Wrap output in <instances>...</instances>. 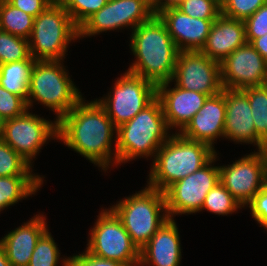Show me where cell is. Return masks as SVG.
Segmentation results:
<instances>
[{"mask_svg": "<svg viewBox=\"0 0 267 266\" xmlns=\"http://www.w3.org/2000/svg\"><path fill=\"white\" fill-rule=\"evenodd\" d=\"M260 151L264 154V156L266 157V161H267V136L262 141V145L260 147Z\"/></svg>", "mask_w": 267, "mask_h": 266, "instance_id": "7bdbcfd3", "label": "cell"}, {"mask_svg": "<svg viewBox=\"0 0 267 266\" xmlns=\"http://www.w3.org/2000/svg\"><path fill=\"white\" fill-rule=\"evenodd\" d=\"M117 13L119 29L134 30L155 15L153 0H117Z\"/></svg>", "mask_w": 267, "mask_h": 266, "instance_id": "d4e9b609", "label": "cell"}, {"mask_svg": "<svg viewBox=\"0 0 267 266\" xmlns=\"http://www.w3.org/2000/svg\"><path fill=\"white\" fill-rule=\"evenodd\" d=\"M246 40L251 43L267 33V3L262 5L254 14L244 20Z\"/></svg>", "mask_w": 267, "mask_h": 266, "instance_id": "d590c367", "label": "cell"}, {"mask_svg": "<svg viewBox=\"0 0 267 266\" xmlns=\"http://www.w3.org/2000/svg\"><path fill=\"white\" fill-rule=\"evenodd\" d=\"M176 221L169 218L140 249L138 266H180L182 252Z\"/></svg>", "mask_w": 267, "mask_h": 266, "instance_id": "d6986e66", "label": "cell"}, {"mask_svg": "<svg viewBox=\"0 0 267 266\" xmlns=\"http://www.w3.org/2000/svg\"><path fill=\"white\" fill-rule=\"evenodd\" d=\"M34 17L14 7L7 0H0V30L29 39Z\"/></svg>", "mask_w": 267, "mask_h": 266, "instance_id": "cb8c5ba5", "label": "cell"}, {"mask_svg": "<svg viewBox=\"0 0 267 266\" xmlns=\"http://www.w3.org/2000/svg\"><path fill=\"white\" fill-rule=\"evenodd\" d=\"M51 233L47 230L38 240L28 266H57L60 259V250Z\"/></svg>", "mask_w": 267, "mask_h": 266, "instance_id": "4dcf8cb0", "label": "cell"}, {"mask_svg": "<svg viewBox=\"0 0 267 266\" xmlns=\"http://www.w3.org/2000/svg\"><path fill=\"white\" fill-rule=\"evenodd\" d=\"M14 7L33 16H38L54 0H7Z\"/></svg>", "mask_w": 267, "mask_h": 266, "instance_id": "f35d334b", "label": "cell"}, {"mask_svg": "<svg viewBox=\"0 0 267 266\" xmlns=\"http://www.w3.org/2000/svg\"><path fill=\"white\" fill-rule=\"evenodd\" d=\"M224 89L243 90L267 84V61L250 44L237 48L220 63Z\"/></svg>", "mask_w": 267, "mask_h": 266, "instance_id": "5bb4252c", "label": "cell"}, {"mask_svg": "<svg viewBox=\"0 0 267 266\" xmlns=\"http://www.w3.org/2000/svg\"><path fill=\"white\" fill-rule=\"evenodd\" d=\"M242 205L230 194L221 182H218L206 195L202 210H207L216 215L232 214Z\"/></svg>", "mask_w": 267, "mask_h": 266, "instance_id": "83f0119b", "label": "cell"}, {"mask_svg": "<svg viewBox=\"0 0 267 266\" xmlns=\"http://www.w3.org/2000/svg\"><path fill=\"white\" fill-rule=\"evenodd\" d=\"M0 266H11L7 256L5 254L4 248L0 242Z\"/></svg>", "mask_w": 267, "mask_h": 266, "instance_id": "b9f144b4", "label": "cell"}, {"mask_svg": "<svg viewBox=\"0 0 267 266\" xmlns=\"http://www.w3.org/2000/svg\"><path fill=\"white\" fill-rule=\"evenodd\" d=\"M215 154L216 151L205 143L172 133L152 158L147 186L164 192L170 185L202 168Z\"/></svg>", "mask_w": 267, "mask_h": 266, "instance_id": "3957f363", "label": "cell"}, {"mask_svg": "<svg viewBox=\"0 0 267 266\" xmlns=\"http://www.w3.org/2000/svg\"><path fill=\"white\" fill-rule=\"evenodd\" d=\"M225 103L224 138L240 144H253L260 150L263 140L256 133L247 95L242 90L225 89Z\"/></svg>", "mask_w": 267, "mask_h": 266, "instance_id": "e0dca14e", "label": "cell"}, {"mask_svg": "<svg viewBox=\"0 0 267 266\" xmlns=\"http://www.w3.org/2000/svg\"><path fill=\"white\" fill-rule=\"evenodd\" d=\"M246 43L244 21L220 14L211 26L201 52L211 60L221 63L237 48Z\"/></svg>", "mask_w": 267, "mask_h": 266, "instance_id": "44dd1931", "label": "cell"}, {"mask_svg": "<svg viewBox=\"0 0 267 266\" xmlns=\"http://www.w3.org/2000/svg\"><path fill=\"white\" fill-rule=\"evenodd\" d=\"M32 165L0 139V177L40 176L33 174Z\"/></svg>", "mask_w": 267, "mask_h": 266, "instance_id": "f1b7e54d", "label": "cell"}, {"mask_svg": "<svg viewBox=\"0 0 267 266\" xmlns=\"http://www.w3.org/2000/svg\"><path fill=\"white\" fill-rule=\"evenodd\" d=\"M266 3L267 0H221V14L244 21Z\"/></svg>", "mask_w": 267, "mask_h": 266, "instance_id": "836d02e7", "label": "cell"}, {"mask_svg": "<svg viewBox=\"0 0 267 266\" xmlns=\"http://www.w3.org/2000/svg\"><path fill=\"white\" fill-rule=\"evenodd\" d=\"M35 62L30 56L25 60L0 64V85L27 102L29 81Z\"/></svg>", "mask_w": 267, "mask_h": 266, "instance_id": "603a6c76", "label": "cell"}, {"mask_svg": "<svg viewBox=\"0 0 267 266\" xmlns=\"http://www.w3.org/2000/svg\"><path fill=\"white\" fill-rule=\"evenodd\" d=\"M119 29L117 0L108 2L79 27V39Z\"/></svg>", "mask_w": 267, "mask_h": 266, "instance_id": "484cf974", "label": "cell"}, {"mask_svg": "<svg viewBox=\"0 0 267 266\" xmlns=\"http://www.w3.org/2000/svg\"><path fill=\"white\" fill-rule=\"evenodd\" d=\"M165 24L179 51H201L215 20L193 18L177 7H169L155 13Z\"/></svg>", "mask_w": 267, "mask_h": 266, "instance_id": "9a60e30c", "label": "cell"}, {"mask_svg": "<svg viewBox=\"0 0 267 266\" xmlns=\"http://www.w3.org/2000/svg\"><path fill=\"white\" fill-rule=\"evenodd\" d=\"M131 32L129 46L136 60L127 71L156 87L171 81L180 51L161 19L155 14Z\"/></svg>", "mask_w": 267, "mask_h": 266, "instance_id": "7a4b0ae2", "label": "cell"}, {"mask_svg": "<svg viewBox=\"0 0 267 266\" xmlns=\"http://www.w3.org/2000/svg\"><path fill=\"white\" fill-rule=\"evenodd\" d=\"M171 82L184 90L214 96L223 89L220 63L201 51H181L178 54Z\"/></svg>", "mask_w": 267, "mask_h": 266, "instance_id": "4fadbf2b", "label": "cell"}, {"mask_svg": "<svg viewBox=\"0 0 267 266\" xmlns=\"http://www.w3.org/2000/svg\"><path fill=\"white\" fill-rule=\"evenodd\" d=\"M93 228L86 250L98 257L114 260L125 266H138L140 250L132 242L122 221L109 208L101 210Z\"/></svg>", "mask_w": 267, "mask_h": 266, "instance_id": "ba28073f", "label": "cell"}, {"mask_svg": "<svg viewBox=\"0 0 267 266\" xmlns=\"http://www.w3.org/2000/svg\"><path fill=\"white\" fill-rule=\"evenodd\" d=\"M79 28L89 17L99 11L108 0H59Z\"/></svg>", "mask_w": 267, "mask_h": 266, "instance_id": "d6a6232c", "label": "cell"}, {"mask_svg": "<svg viewBox=\"0 0 267 266\" xmlns=\"http://www.w3.org/2000/svg\"><path fill=\"white\" fill-rule=\"evenodd\" d=\"M226 115L225 89L210 96L202 108L193 116L187 126L179 132L183 137L207 144L212 149L214 141L224 138Z\"/></svg>", "mask_w": 267, "mask_h": 266, "instance_id": "ac0fdd59", "label": "cell"}, {"mask_svg": "<svg viewBox=\"0 0 267 266\" xmlns=\"http://www.w3.org/2000/svg\"><path fill=\"white\" fill-rule=\"evenodd\" d=\"M79 38V28L59 0H54L34 19L29 40L36 61L65 59L68 45Z\"/></svg>", "mask_w": 267, "mask_h": 266, "instance_id": "8992f818", "label": "cell"}, {"mask_svg": "<svg viewBox=\"0 0 267 266\" xmlns=\"http://www.w3.org/2000/svg\"><path fill=\"white\" fill-rule=\"evenodd\" d=\"M246 207L250 208L254 220L267 229V182Z\"/></svg>", "mask_w": 267, "mask_h": 266, "instance_id": "74e56055", "label": "cell"}, {"mask_svg": "<svg viewBox=\"0 0 267 266\" xmlns=\"http://www.w3.org/2000/svg\"><path fill=\"white\" fill-rule=\"evenodd\" d=\"M45 220L39 213L0 239L11 266L29 265L38 240L48 230Z\"/></svg>", "mask_w": 267, "mask_h": 266, "instance_id": "ffe728a7", "label": "cell"}, {"mask_svg": "<svg viewBox=\"0 0 267 266\" xmlns=\"http://www.w3.org/2000/svg\"><path fill=\"white\" fill-rule=\"evenodd\" d=\"M29 40L0 30V64H7L30 57Z\"/></svg>", "mask_w": 267, "mask_h": 266, "instance_id": "f546056e", "label": "cell"}, {"mask_svg": "<svg viewBox=\"0 0 267 266\" xmlns=\"http://www.w3.org/2000/svg\"><path fill=\"white\" fill-rule=\"evenodd\" d=\"M84 99L82 97L58 121V140L63 141L68 148L94 165H98L105 172L111 164V166L117 165L116 136H114L117 128L97 99L90 102H85ZM113 141L115 149L112 146Z\"/></svg>", "mask_w": 267, "mask_h": 266, "instance_id": "6da1fadb", "label": "cell"}, {"mask_svg": "<svg viewBox=\"0 0 267 266\" xmlns=\"http://www.w3.org/2000/svg\"><path fill=\"white\" fill-rule=\"evenodd\" d=\"M1 139L32 165L42 146L58 139V121L46 120L27 109L22 115L5 120Z\"/></svg>", "mask_w": 267, "mask_h": 266, "instance_id": "8fae6325", "label": "cell"}, {"mask_svg": "<svg viewBox=\"0 0 267 266\" xmlns=\"http://www.w3.org/2000/svg\"><path fill=\"white\" fill-rule=\"evenodd\" d=\"M176 7L190 17L203 20H216L221 14L220 0H182Z\"/></svg>", "mask_w": 267, "mask_h": 266, "instance_id": "1f68e13d", "label": "cell"}, {"mask_svg": "<svg viewBox=\"0 0 267 266\" xmlns=\"http://www.w3.org/2000/svg\"><path fill=\"white\" fill-rule=\"evenodd\" d=\"M217 155L216 152L206 165L170 185L164 191L169 218L174 219L176 215H187L201 211L207 193L220 182L219 166L213 164L218 157Z\"/></svg>", "mask_w": 267, "mask_h": 266, "instance_id": "30bf717a", "label": "cell"}, {"mask_svg": "<svg viewBox=\"0 0 267 266\" xmlns=\"http://www.w3.org/2000/svg\"><path fill=\"white\" fill-rule=\"evenodd\" d=\"M250 44L267 61V33L260 38H255Z\"/></svg>", "mask_w": 267, "mask_h": 266, "instance_id": "ab89813d", "label": "cell"}, {"mask_svg": "<svg viewBox=\"0 0 267 266\" xmlns=\"http://www.w3.org/2000/svg\"><path fill=\"white\" fill-rule=\"evenodd\" d=\"M248 97L257 135L267 136V84L242 90Z\"/></svg>", "mask_w": 267, "mask_h": 266, "instance_id": "4316f807", "label": "cell"}, {"mask_svg": "<svg viewBox=\"0 0 267 266\" xmlns=\"http://www.w3.org/2000/svg\"><path fill=\"white\" fill-rule=\"evenodd\" d=\"M170 84L171 81L157 86V98L161 101L169 129L176 128L175 133H179L202 108L209 96L200 92L184 90L176 85L171 88Z\"/></svg>", "mask_w": 267, "mask_h": 266, "instance_id": "2e32d148", "label": "cell"}, {"mask_svg": "<svg viewBox=\"0 0 267 266\" xmlns=\"http://www.w3.org/2000/svg\"><path fill=\"white\" fill-rule=\"evenodd\" d=\"M182 0H153L154 12L161 11L169 7H176Z\"/></svg>", "mask_w": 267, "mask_h": 266, "instance_id": "60d3db41", "label": "cell"}, {"mask_svg": "<svg viewBox=\"0 0 267 266\" xmlns=\"http://www.w3.org/2000/svg\"><path fill=\"white\" fill-rule=\"evenodd\" d=\"M156 97L130 121L117 128V165L136 158H155L156 152L172 135Z\"/></svg>", "mask_w": 267, "mask_h": 266, "instance_id": "277c9868", "label": "cell"}, {"mask_svg": "<svg viewBox=\"0 0 267 266\" xmlns=\"http://www.w3.org/2000/svg\"><path fill=\"white\" fill-rule=\"evenodd\" d=\"M111 88L106 97L97 101L116 128L130 121L157 97L154 84L129 71L117 78Z\"/></svg>", "mask_w": 267, "mask_h": 266, "instance_id": "9c48e42d", "label": "cell"}, {"mask_svg": "<svg viewBox=\"0 0 267 266\" xmlns=\"http://www.w3.org/2000/svg\"><path fill=\"white\" fill-rule=\"evenodd\" d=\"M5 120L0 116V139L3 135V129H4Z\"/></svg>", "mask_w": 267, "mask_h": 266, "instance_id": "ee69618b", "label": "cell"}, {"mask_svg": "<svg viewBox=\"0 0 267 266\" xmlns=\"http://www.w3.org/2000/svg\"><path fill=\"white\" fill-rule=\"evenodd\" d=\"M140 250L169 219L164 192L146 187L110 206Z\"/></svg>", "mask_w": 267, "mask_h": 266, "instance_id": "52a82bcc", "label": "cell"}, {"mask_svg": "<svg viewBox=\"0 0 267 266\" xmlns=\"http://www.w3.org/2000/svg\"><path fill=\"white\" fill-rule=\"evenodd\" d=\"M42 176L0 177V212L20 200L35 195L43 185Z\"/></svg>", "mask_w": 267, "mask_h": 266, "instance_id": "7402d4cb", "label": "cell"}, {"mask_svg": "<svg viewBox=\"0 0 267 266\" xmlns=\"http://www.w3.org/2000/svg\"><path fill=\"white\" fill-rule=\"evenodd\" d=\"M64 60L36 61L31 71L27 107L38 101L55 112L59 121L82 98V94L64 68Z\"/></svg>", "mask_w": 267, "mask_h": 266, "instance_id": "5b68a950", "label": "cell"}, {"mask_svg": "<svg viewBox=\"0 0 267 266\" xmlns=\"http://www.w3.org/2000/svg\"><path fill=\"white\" fill-rule=\"evenodd\" d=\"M27 109L26 101L22 97L12 94L0 85V116L4 120L20 116Z\"/></svg>", "mask_w": 267, "mask_h": 266, "instance_id": "e575fe53", "label": "cell"}, {"mask_svg": "<svg viewBox=\"0 0 267 266\" xmlns=\"http://www.w3.org/2000/svg\"><path fill=\"white\" fill-rule=\"evenodd\" d=\"M78 254L62 259V266H125L120 262L95 256L87 250Z\"/></svg>", "mask_w": 267, "mask_h": 266, "instance_id": "8d00e7d4", "label": "cell"}, {"mask_svg": "<svg viewBox=\"0 0 267 266\" xmlns=\"http://www.w3.org/2000/svg\"><path fill=\"white\" fill-rule=\"evenodd\" d=\"M219 170L220 182L243 208L267 182V161L260 150L219 166Z\"/></svg>", "mask_w": 267, "mask_h": 266, "instance_id": "7c38bea8", "label": "cell"}]
</instances>
